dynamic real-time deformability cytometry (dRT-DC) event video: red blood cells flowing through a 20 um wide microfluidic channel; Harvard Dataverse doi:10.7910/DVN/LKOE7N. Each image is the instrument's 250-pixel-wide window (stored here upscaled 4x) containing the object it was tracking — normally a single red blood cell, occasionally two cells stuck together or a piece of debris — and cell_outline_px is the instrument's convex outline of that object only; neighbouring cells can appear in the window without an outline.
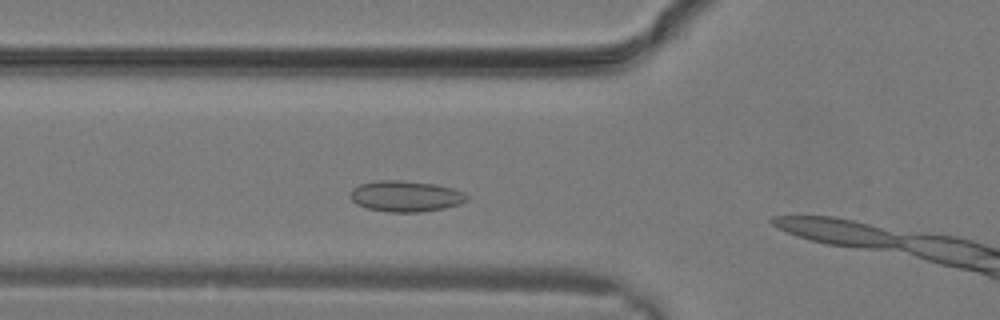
{"species": "common noctule bat (a hibernating species)", "species_latin": "Nyctalus noctula", "temperature_condition": "warm", "stored_images_in_passage": 3, "camera_frame_rate_fps": 3000, "um_per_image_px": 0.085, "animal": {"sex": "male", "body_mass_g": 19.2, "forearm_length_mm": 51.8}, "frame": {"image": 1, "passage_image": 2, "time_ms": 0.333, "image_size_px": [1000, 320], "cell_outline_px": [[468, 200], [460, 204], [444, 208], [420, 212], [388, 212], [368, 208], [356, 204], [352, 200], [352, 188], [360, 184], [376, 180], [400, 180], [436, 184], [452, 188], [464, 192], [468, 196]], "centroid_in_image_um": [34.51, 16.67], "position_along_channel_um": 91.3, "area_um2": 21.04}}